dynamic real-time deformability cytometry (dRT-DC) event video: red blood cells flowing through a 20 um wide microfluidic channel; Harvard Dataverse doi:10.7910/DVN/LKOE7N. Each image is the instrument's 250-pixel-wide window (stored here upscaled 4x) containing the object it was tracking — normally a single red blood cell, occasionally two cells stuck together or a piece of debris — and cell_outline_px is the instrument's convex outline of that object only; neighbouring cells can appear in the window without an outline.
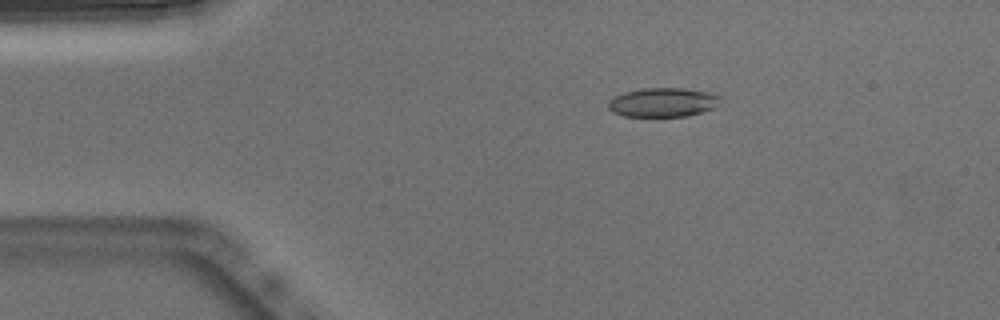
{"species": "Egyptian fruit bat (a non-hibernating species)", "species_latin": "Rousettus aegyptiacus", "temperature_condition": "warm", "stored_images_in_passage": 47, "camera_frame_rate_fps": 3000, "um_per_image_px": 0.085, "animal": {"sex": "male"}, "frame": {"image": 1, "passage_image": 4, "time_ms": 1.0, "image_size_px": [1000, 320], "cell_outline_px": [[724, 96], [716, 108], [688, 116], [624, 116], [612, 112], [608, 108], [608, 100], [612, 96], [624, 92], [644, 88], [684, 88], [708, 92]], "centroid_in_image_um": [56.37, 8.69], "position_along_channel_um": 28.6, "area_um2": 19.36}}
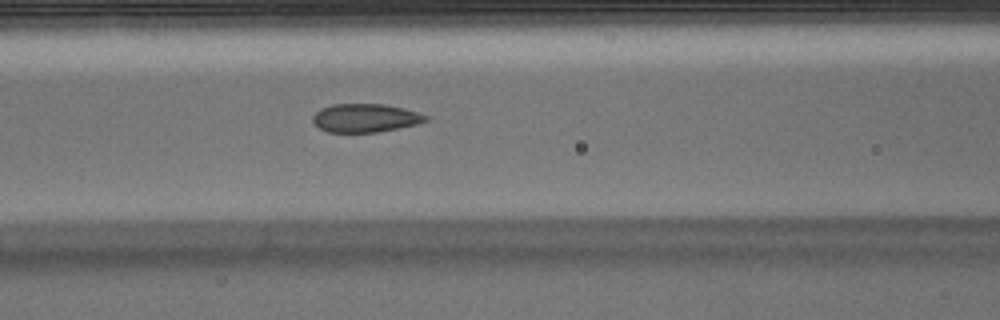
{"frame": {"image": 2, "passage_image": 16, "time_ms": 5.0, "image_size_px": [1000, 320], "cell_outline_px": [[428, 120], [420, 124], [376, 132], [328, 132], [320, 128], [312, 120], [312, 116], [320, 108], [332, 104], [384, 104], [404, 108], [428, 116]], "centroid_in_image_um": [31.06, 10.02], "position_along_channel_um": 135.5, "area_um2": 18.73}}
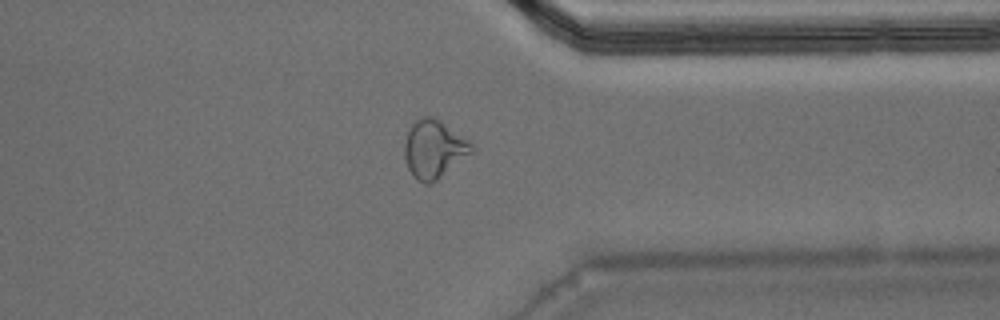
{"frame": {"image": 3, "passage_image": 35, "time_ms": 11.333, "image_size_px": [1000, 320], "cell_outline_px": [[476, 148], [472, 152], [436, 180], [428, 184], [424, 184], [416, 180], [412, 176], [408, 168], [404, 156], [404, 144], [408, 132], [416, 116], [432, 116], [440, 120], [468, 140]], "centroid_in_image_um": [36.85, 12.65], "position_along_channel_um": 374.5, "area_um2": 22.66}, "authors_computed_cell_mechanics": {"area_um2": 19.7098, "velocity_mm_per_s": 3.843, "shape_relaxation_time_tau1_ms": null, "shape_relaxation_time_tau2_ms": 1.6482, "deformation_change_tau1": null, "deformation_change_tau2": 0.0746}}